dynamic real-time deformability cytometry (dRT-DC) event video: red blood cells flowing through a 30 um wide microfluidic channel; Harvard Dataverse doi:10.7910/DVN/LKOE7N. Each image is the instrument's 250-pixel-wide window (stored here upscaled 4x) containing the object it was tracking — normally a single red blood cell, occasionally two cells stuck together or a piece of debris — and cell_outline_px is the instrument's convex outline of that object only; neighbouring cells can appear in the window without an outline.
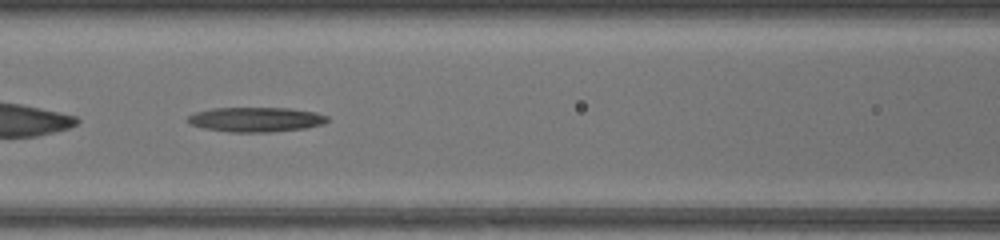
{"species": "common noctule bat (a hibernating species)", "species_latin": "Nyctalus noctula", "temperature_condition": "warm", "stored_images_in_passage": 38, "camera_frame_rate_fps": 3000, "um_per_image_px": 0.085, "animal": {"sex": "female", "body_mass_g": 17.0, "forearm_length_mm": 48.0}, "frame": {"image": 1, "passage_image": 12, "time_ms": 3.667, "image_size_px": [1000, 240], "cell_outline_px": [[328, 120], [324, 124], [304, 128], [268, 132], [228, 132], [204, 128], [192, 124], [188, 120], [188, 116], [196, 112], [212, 108], [288, 108], [316, 112], [328, 116]], "centroid_in_image_um": [21.77, 10.15], "position_along_channel_um": 144.8, "area_um2": 19.94}}